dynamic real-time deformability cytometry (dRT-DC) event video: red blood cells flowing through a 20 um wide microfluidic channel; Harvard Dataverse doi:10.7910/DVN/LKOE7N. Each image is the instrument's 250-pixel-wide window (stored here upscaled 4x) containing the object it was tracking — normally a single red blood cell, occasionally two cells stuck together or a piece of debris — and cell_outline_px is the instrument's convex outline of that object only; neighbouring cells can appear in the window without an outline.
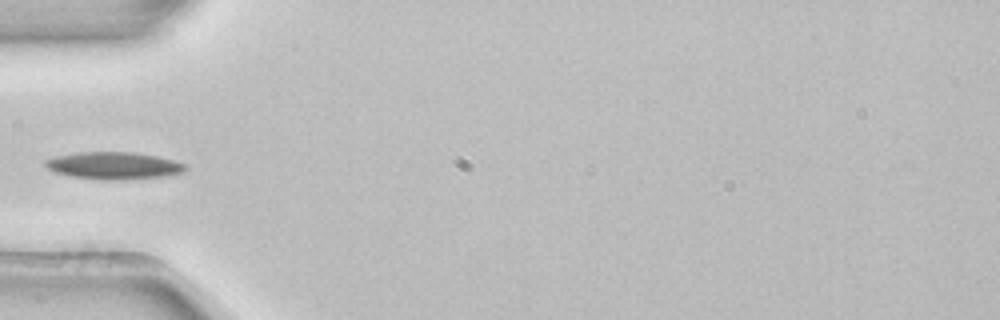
{"species": "common noctule bat (a hibernating species)", "species_latin": "Nyctalus noctula", "temperature_condition": "room temperature", "stored_images_in_passage": 5, "camera_frame_rate_fps": 3000, "um_per_image_px": 0.085, "animal": {"sex": "female", "body_mass_g": 22.7, "forearm_length_mm": 54.2}, "frame": {"image": 1, "passage_image": 5, "time_ms": 1.333, "image_size_px": [1000, 320], "cell_outline_px": [[188, 168], [184, 172], [160, 176], [120, 180], [100, 180], [72, 176], [56, 172], [48, 168], [44, 164], [44, 160], [56, 156], [80, 152], [132, 152], [156, 156], [188, 164]], "centroid_in_image_um": [9.67, 14.07], "position_along_channel_um": 75.3, "area_um2": 22.08}}